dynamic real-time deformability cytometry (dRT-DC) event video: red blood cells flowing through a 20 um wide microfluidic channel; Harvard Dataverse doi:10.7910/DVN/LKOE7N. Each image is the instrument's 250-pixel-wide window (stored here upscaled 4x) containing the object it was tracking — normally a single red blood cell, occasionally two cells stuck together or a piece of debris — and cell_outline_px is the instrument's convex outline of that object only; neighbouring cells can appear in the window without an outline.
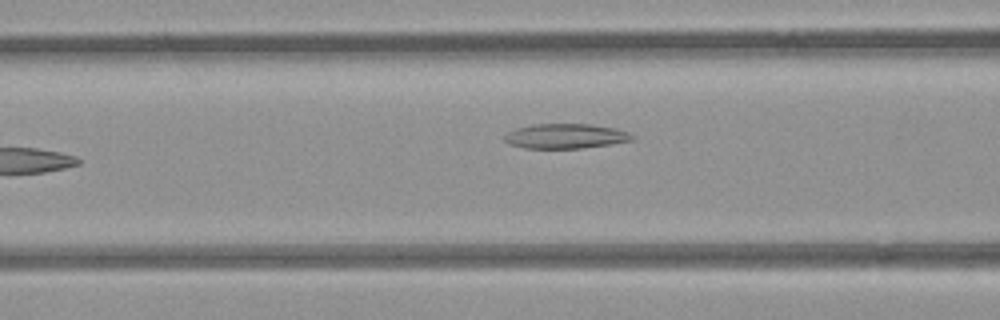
{"species": "common noctule bat (a hibernating species)", "species_latin": "Nyctalus noctula", "temperature_condition": "room temperature", "stored_images_in_passage": 15, "camera_frame_rate_fps": 3000, "um_per_image_px": 0.085, "animal": {"sex": "female", "body_mass_g": 21.9}, "frame": {"image": 1, "passage_image": 5, "time_ms": 1.333, "image_size_px": [1000, 320], "cell_outline_px": [[636, 136], [632, 140], [608, 144], [580, 148], [524, 148], [508, 144], [504, 140], [504, 136], [508, 132], [516, 128], [532, 124], [588, 124], [616, 128], [628, 132]], "centroid_in_image_um": [48.05, 11.56], "position_along_channel_um": 118.6, "area_um2": 18.38}}
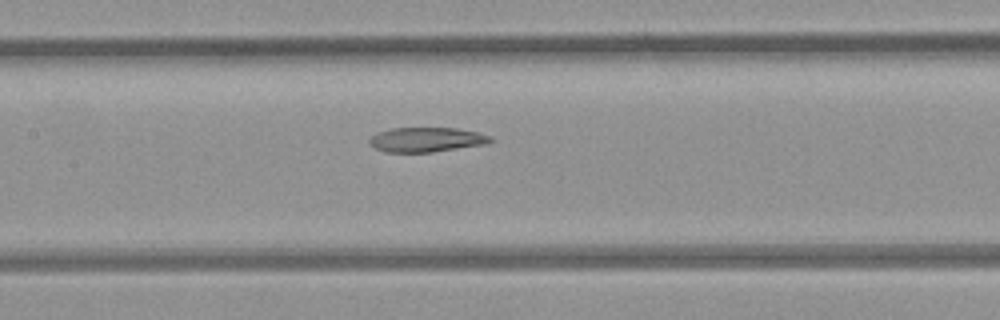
{"frame": {"image": 2, "passage_image": 9, "time_ms": 2.667, "image_size_px": [1000, 320], "cell_outline_px": [[496, 140], [484, 144], [432, 152], [384, 152], [368, 144], [368, 140], [372, 136], [380, 132], [392, 128], [456, 128], [476, 132], [492, 136]], "centroid_in_image_um": [36.25, 11.87], "position_along_channel_um": 171.1, "area_um2": 17.28}}